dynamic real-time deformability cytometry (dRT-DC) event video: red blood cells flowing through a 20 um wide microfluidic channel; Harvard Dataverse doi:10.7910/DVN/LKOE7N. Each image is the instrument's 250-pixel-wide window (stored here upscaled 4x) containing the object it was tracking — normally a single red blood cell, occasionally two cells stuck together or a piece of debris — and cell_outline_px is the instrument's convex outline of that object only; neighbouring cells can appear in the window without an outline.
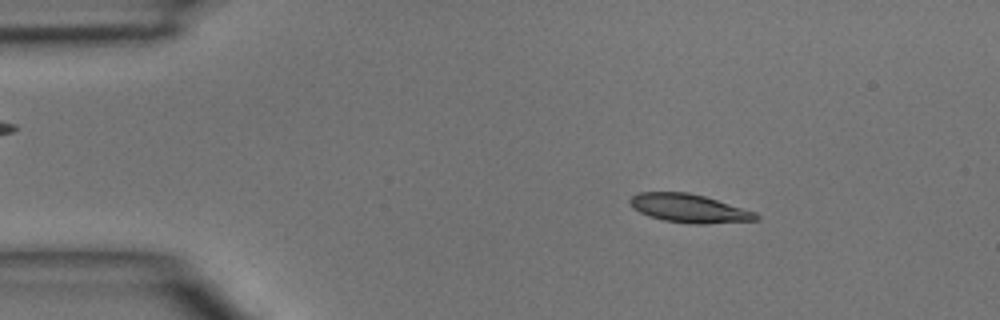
{"species": "common noctule bat (a hibernating species)", "species_latin": "Nyctalus noctula", "temperature_condition": "room temperature", "stored_images_in_passage": 46, "camera_frame_rate_fps": 3000, "um_per_image_px": 0.085, "animal": {"sex": "male", "body_mass_g": 15.6}, "frame": {"image": 1, "passage_image": 6, "time_ms": 1.667, "image_size_px": [1000, 320], "cell_outline_px": [[760, 220], [704, 224], [688, 224], [664, 220], [648, 216], [632, 208], [628, 200], [632, 196], [640, 192], [688, 192], [704, 196], [756, 212], [760, 216]], "centroid_in_image_um": [58.58, 17.72], "position_along_channel_um": 26.4, "area_um2": 21.04}}
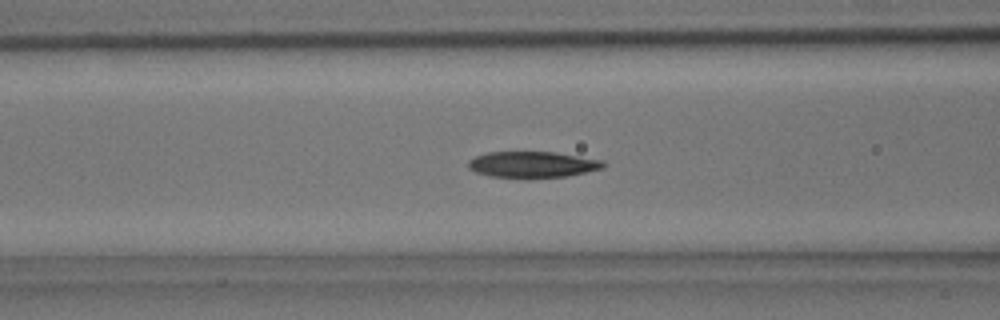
{"frame": {"image": 2, "passage_image": 17, "time_ms": 5.333, "image_size_px": [1000, 320], "cell_outline_px": [[608, 164], [604, 168], [568, 176], [488, 176], [476, 172], [468, 168], [468, 160], [476, 156], [488, 152], [556, 152], [604, 160]], "centroid_in_image_um": [45.32, 13.95], "position_along_channel_um": 121.3, "area_um2": 20.23}}
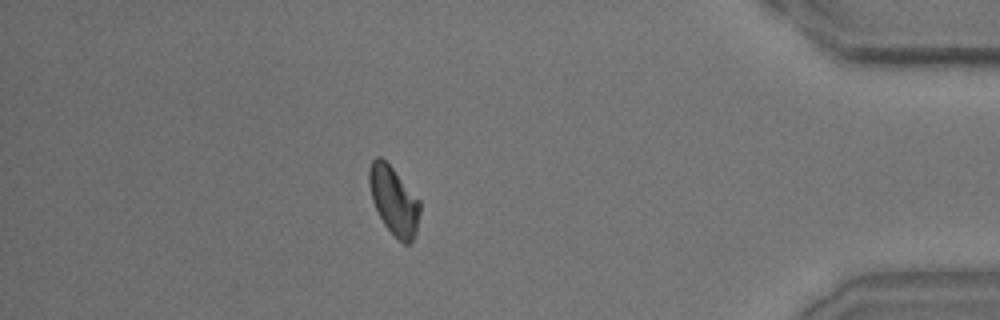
{"frame": {"image": 3, "passage_image": 40, "time_ms": 13.0, "image_size_px": [1000, 320], "cell_outline_px": [[420, 212], [416, 232], [412, 240], [408, 244], [404, 244], [384, 224], [372, 200], [368, 180], [368, 172], [372, 160], [376, 156], [380, 156], [392, 168], [420, 200]], "centroid_in_image_um": [33.47, 17.03], "position_along_channel_um": 401.7, "area_um2": 19.83}}